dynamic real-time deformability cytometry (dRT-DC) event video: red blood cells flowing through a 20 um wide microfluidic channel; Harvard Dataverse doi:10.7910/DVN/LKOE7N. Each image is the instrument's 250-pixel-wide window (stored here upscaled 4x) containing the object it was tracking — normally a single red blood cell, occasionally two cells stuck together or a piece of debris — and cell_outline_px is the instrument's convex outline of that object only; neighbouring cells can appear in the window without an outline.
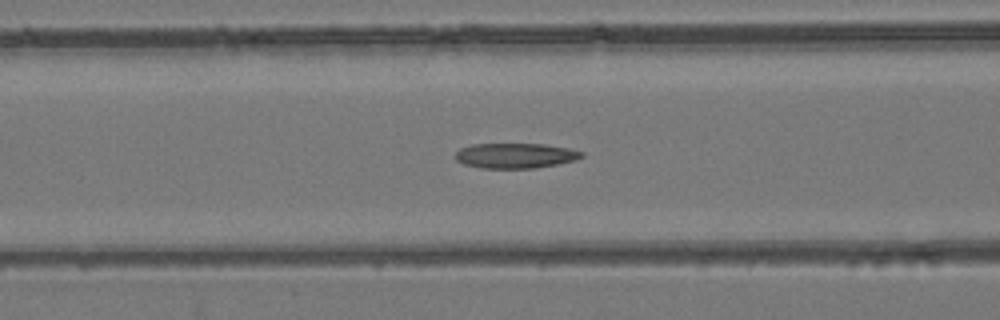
{"species": "common noctule bat (a hibernating species)", "species_latin": "Nyctalus noctula", "temperature_condition": "room temperature", "stored_images_in_passage": 38, "camera_frame_rate_fps": 3000, "um_per_image_px": 0.085, "animal": {"sex": "female", "body_mass_g": 24.6, "forearm_length_mm": 56.2}, "frame": {"image": 1, "passage_image": 7, "time_ms": 2.0, "image_size_px": [1000, 320], "cell_outline_px": [[584, 156], [572, 160], [556, 164], [536, 168], [480, 168], [464, 164], [456, 160], [456, 152], [460, 148], [472, 144], [544, 144], [568, 148], [584, 152]], "centroid_in_image_um": [43.78, 13.23], "position_along_channel_um": 122.8, "area_um2": 18.38}}
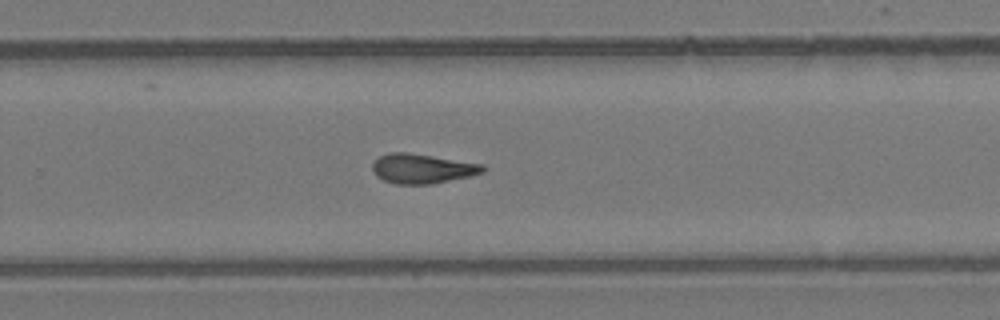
{"frame": {"image": 2, "passage_image": 20, "time_ms": 6.333, "image_size_px": [1000, 320], "cell_outline_px": [[484, 172], [468, 176], [432, 184], [396, 184], [384, 180], [376, 176], [372, 168], [372, 164], [380, 156], [388, 152], [408, 152], [484, 164]], "centroid_in_image_um": [35.87, 14.32], "position_along_channel_um": 293.9, "area_um2": 18.96}}
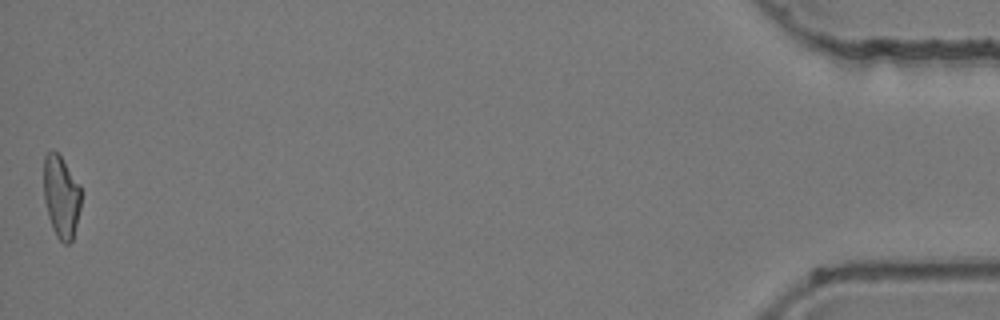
{"frame": {"image": 3, "passage_image": 38, "time_ms": 12.333, "image_size_px": [1000, 320], "cell_outline_px": [[80, 208], [72, 240], [68, 244], [64, 244], [56, 236], [52, 228], [48, 216], [44, 200], [44, 156], [52, 148], [60, 156], [80, 184]], "centroid_in_image_um": [5.19, 16.71], "position_along_channel_um": 430.0, "area_um2": 17.86}, "authors_computed_cell_mechanics": {"area_um2": 18.3804, "velocity_mm_per_s": 3.9574, "shape_relaxation_time_tau1_ms": null, "shape_relaxation_time_tau2_ms": 4.3843, "deformation_change_tau1": null, "deformation_change_tau2": 0.1457}}